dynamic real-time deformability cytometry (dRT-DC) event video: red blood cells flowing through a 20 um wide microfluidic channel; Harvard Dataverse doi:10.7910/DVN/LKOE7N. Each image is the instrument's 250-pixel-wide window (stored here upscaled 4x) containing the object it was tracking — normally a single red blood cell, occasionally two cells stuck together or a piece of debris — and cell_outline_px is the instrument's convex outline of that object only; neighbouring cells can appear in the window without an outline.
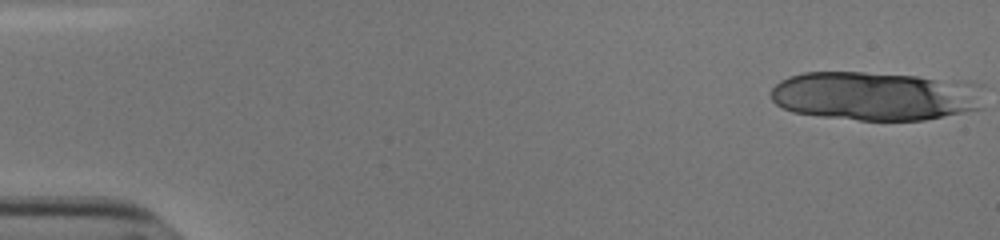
{"species": "human", "species_latin": "Homo sapiens", "temperature_condition": "cold", "stored_images_in_passage": 17, "camera_frame_rate_fps": 3000, "um_per_image_px": 0.085, "donor": {"sex": "male"}, "frame": {"image": 1, "passage_image": 1, "time_ms": 0.0, "image_size_px": [1000, 240], "cell_outline_px": [[984, 108], [924, 120], [860, 120], [820, 116], [792, 112], [776, 104], [772, 100], [772, 88], [780, 80], [788, 76], [804, 72], [864, 72], [916, 76], [960, 80]], "centroid_in_image_um": [74.2, 8.16], "position_along_channel_um": 10.8, "area_um2": 59.48}}